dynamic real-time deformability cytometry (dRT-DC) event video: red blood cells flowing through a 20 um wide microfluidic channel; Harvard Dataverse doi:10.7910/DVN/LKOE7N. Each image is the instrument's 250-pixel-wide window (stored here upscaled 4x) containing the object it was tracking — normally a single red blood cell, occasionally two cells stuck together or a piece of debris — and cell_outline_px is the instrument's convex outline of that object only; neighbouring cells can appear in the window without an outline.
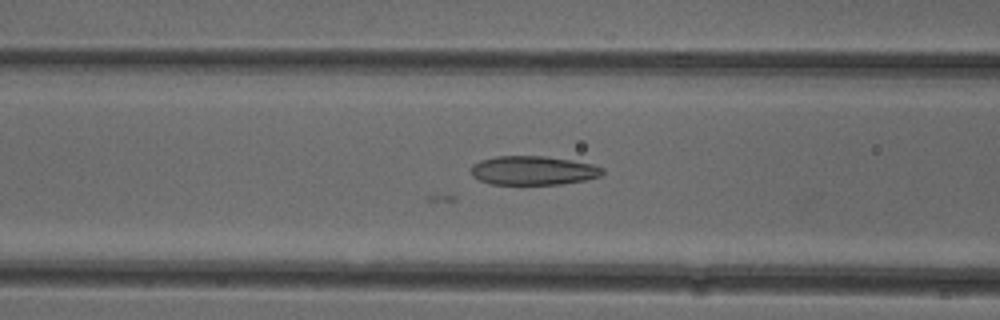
{"species": "common noctule bat (a hibernating species)", "species_latin": "Nyctalus noctula", "temperature_condition": "cold", "stored_images_in_passage": 40, "camera_frame_rate_fps": 3000, "um_per_image_px": 0.085, "animal": {"sex": "female"}, "frame": {"image": 1, "passage_image": 20, "time_ms": 6.333, "image_size_px": [1000, 320], "cell_outline_px": [[604, 172], [600, 176], [584, 180], [560, 184], [492, 184], [480, 180], [472, 176], [472, 164], [480, 160], [496, 156], [544, 156], [572, 160], [592, 164], [604, 168]], "centroid_in_image_um": [45.32, 14.48], "position_along_channel_um": 121.3, "area_um2": 22.14}}
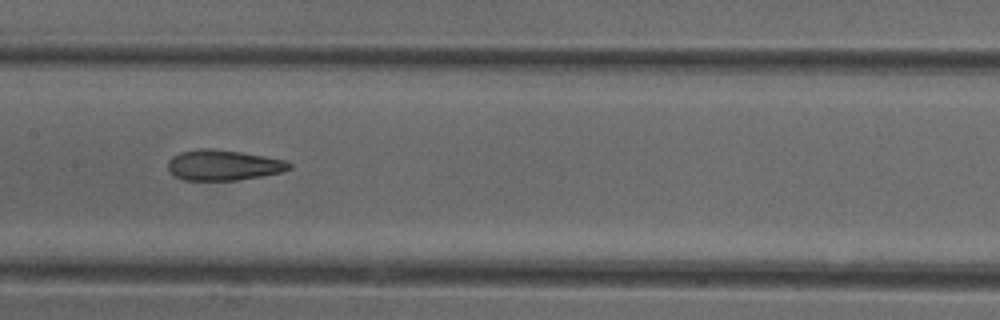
{"frame": {"image": 2, "passage_image": 25, "time_ms": 8.0, "image_size_px": [1000, 320], "cell_outline_px": [[292, 168], [280, 172], [260, 176], [236, 180], [184, 180], [176, 176], [168, 168], [168, 160], [172, 156], [180, 152], [196, 148], [212, 148], [240, 152], [264, 156], [284, 160], [292, 164]], "centroid_in_image_um": [18.96, 14.02], "position_along_channel_um": 188.4, "area_um2": 21.44}}